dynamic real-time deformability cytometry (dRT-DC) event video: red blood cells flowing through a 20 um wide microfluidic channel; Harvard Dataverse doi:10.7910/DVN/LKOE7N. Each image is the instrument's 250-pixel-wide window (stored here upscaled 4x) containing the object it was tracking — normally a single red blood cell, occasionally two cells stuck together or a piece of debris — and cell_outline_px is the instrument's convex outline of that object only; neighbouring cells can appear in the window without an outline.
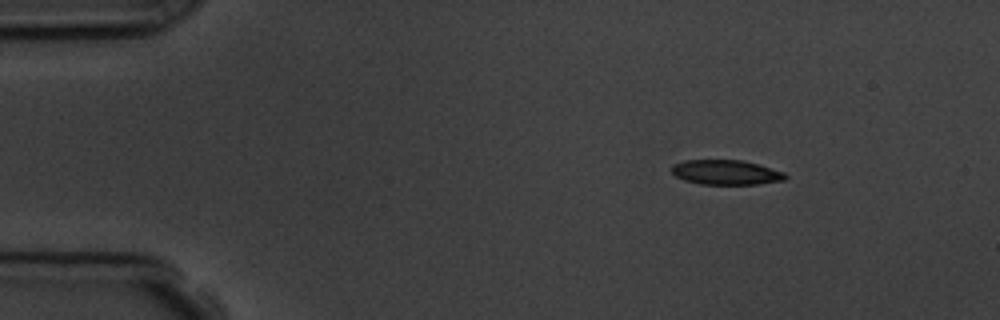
{"species": "common noctule bat (a hibernating species)", "species_latin": "Nyctalus noctula", "temperature_condition": "room temperature", "stored_images_in_passage": 8, "camera_frame_rate_fps": 3000, "um_per_image_px": 0.085, "animal": {"sex": "male", "body_mass_g": 19.5, "forearm_length_mm": 54.6}, "frame": {"image": 1, "passage_image": 1, "time_ms": 0.0, "image_size_px": [1000, 320], "cell_outline_px": [[788, 176], [784, 180], [756, 184], [700, 184], [684, 180], [676, 176], [672, 172], [672, 164], [684, 160], [740, 160], [756, 164], [784, 172]], "centroid_in_image_um": [61.68, 14.65], "position_along_channel_um": 23.3, "area_um2": 16.24}}
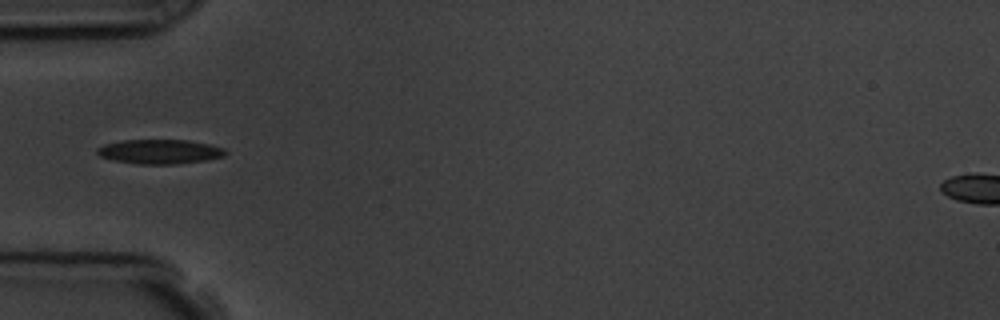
{"frame": {"image": 2, "passage_image": 4, "time_ms": 3.333, "image_size_px": [1000, 320], "cell_outline_px": [[228, 152], [224, 156], [208, 160], [176, 164], [140, 164], [112, 160], [100, 156], [96, 152], [96, 148], [104, 144], [124, 140], [188, 140], [208, 144], [224, 148]], "centroid_in_image_um": [13.58, 12.89], "position_along_channel_um": 71.4, "area_um2": 18.32}}
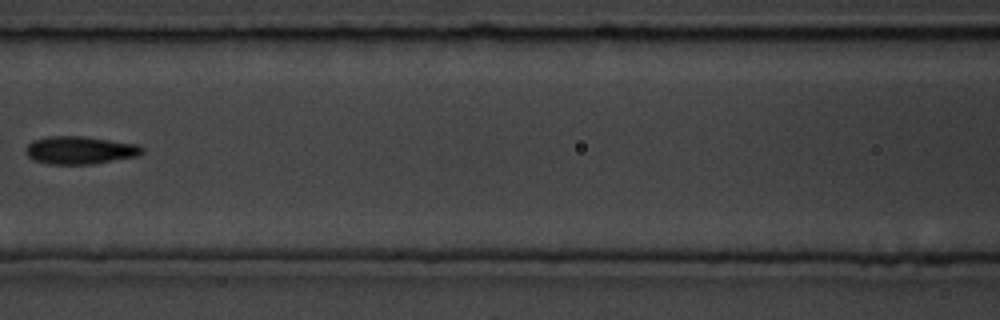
{"frame": {"image": 3, "passage_image": 6, "time_ms": 5.667, "image_size_px": [1000, 320], "cell_outline_px": [[144, 152], [136, 156], [92, 164], [48, 164], [36, 160], [28, 156], [28, 144], [32, 140], [48, 136], [80, 136], [140, 144], [144, 148]], "centroid_in_image_um": [6.84, 12.76], "position_along_channel_um": 159.8, "area_um2": 18.67}}